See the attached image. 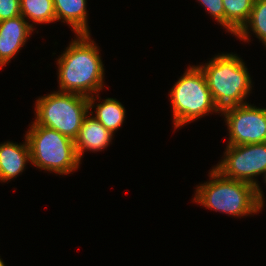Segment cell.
<instances>
[{
	"instance_id": "6da1fadb",
	"label": "cell",
	"mask_w": 266,
	"mask_h": 266,
	"mask_svg": "<svg viewBox=\"0 0 266 266\" xmlns=\"http://www.w3.org/2000/svg\"><path fill=\"white\" fill-rule=\"evenodd\" d=\"M90 36L76 34L57 59L58 91L90 97L104 88V65L99 47Z\"/></svg>"
},
{
	"instance_id": "7a4b0ae2",
	"label": "cell",
	"mask_w": 266,
	"mask_h": 266,
	"mask_svg": "<svg viewBox=\"0 0 266 266\" xmlns=\"http://www.w3.org/2000/svg\"><path fill=\"white\" fill-rule=\"evenodd\" d=\"M219 111L242 105L252 90V80L243 60L234 53L215 55L208 63L198 65ZM245 100V101H244Z\"/></svg>"
},
{
	"instance_id": "3957f363",
	"label": "cell",
	"mask_w": 266,
	"mask_h": 266,
	"mask_svg": "<svg viewBox=\"0 0 266 266\" xmlns=\"http://www.w3.org/2000/svg\"><path fill=\"white\" fill-rule=\"evenodd\" d=\"M207 182L196 186L193 202L206 209L233 217H245L261 211L257 188L250 183L223 177L214 168Z\"/></svg>"
},
{
	"instance_id": "277c9868",
	"label": "cell",
	"mask_w": 266,
	"mask_h": 266,
	"mask_svg": "<svg viewBox=\"0 0 266 266\" xmlns=\"http://www.w3.org/2000/svg\"><path fill=\"white\" fill-rule=\"evenodd\" d=\"M31 165L38 169L67 175L79 168L74 140L60 132L32 122L25 134Z\"/></svg>"
},
{
	"instance_id": "5b68a950",
	"label": "cell",
	"mask_w": 266,
	"mask_h": 266,
	"mask_svg": "<svg viewBox=\"0 0 266 266\" xmlns=\"http://www.w3.org/2000/svg\"><path fill=\"white\" fill-rule=\"evenodd\" d=\"M187 68L169 93L175 129L209 113H221L213 101L201 68L195 65Z\"/></svg>"
},
{
	"instance_id": "8992f818",
	"label": "cell",
	"mask_w": 266,
	"mask_h": 266,
	"mask_svg": "<svg viewBox=\"0 0 266 266\" xmlns=\"http://www.w3.org/2000/svg\"><path fill=\"white\" fill-rule=\"evenodd\" d=\"M87 96L54 91L36 100L35 122L75 140L89 113Z\"/></svg>"
},
{
	"instance_id": "52a82bcc",
	"label": "cell",
	"mask_w": 266,
	"mask_h": 266,
	"mask_svg": "<svg viewBox=\"0 0 266 266\" xmlns=\"http://www.w3.org/2000/svg\"><path fill=\"white\" fill-rule=\"evenodd\" d=\"M224 157L214 169L223 177L244 181L257 188L260 208L264 206V194L255 177L266 176V142L244 145H226Z\"/></svg>"
},
{
	"instance_id": "ba28073f",
	"label": "cell",
	"mask_w": 266,
	"mask_h": 266,
	"mask_svg": "<svg viewBox=\"0 0 266 266\" xmlns=\"http://www.w3.org/2000/svg\"><path fill=\"white\" fill-rule=\"evenodd\" d=\"M221 115L229 131L227 145L266 142V108L245 103L224 109Z\"/></svg>"
},
{
	"instance_id": "9c48e42d",
	"label": "cell",
	"mask_w": 266,
	"mask_h": 266,
	"mask_svg": "<svg viewBox=\"0 0 266 266\" xmlns=\"http://www.w3.org/2000/svg\"><path fill=\"white\" fill-rule=\"evenodd\" d=\"M34 28L22 15L0 21V69L17 55Z\"/></svg>"
},
{
	"instance_id": "30bf717a",
	"label": "cell",
	"mask_w": 266,
	"mask_h": 266,
	"mask_svg": "<svg viewBox=\"0 0 266 266\" xmlns=\"http://www.w3.org/2000/svg\"><path fill=\"white\" fill-rule=\"evenodd\" d=\"M113 136L111 131L88 113L74 140L77 157L81 161L85 151L98 152L106 149L112 142Z\"/></svg>"
},
{
	"instance_id": "8fae6325",
	"label": "cell",
	"mask_w": 266,
	"mask_h": 266,
	"mask_svg": "<svg viewBox=\"0 0 266 266\" xmlns=\"http://www.w3.org/2000/svg\"><path fill=\"white\" fill-rule=\"evenodd\" d=\"M23 144L6 141L0 144V182H8L20 175L31 163L26 137Z\"/></svg>"
},
{
	"instance_id": "7c38bea8",
	"label": "cell",
	"mask_w": 266,
	"mask_h": 266,
	"mask_svg": "<svg viewBox=\"0 0 266 266\" xmlns=\"http://www.w3.org/2000/svg\"><path fill=\"white\" fill-rule=\"evenodd\" d=\"M56 22L71 26L76 34H90L88 26L87 0H53Z\"/></svg>"
},
{
	"instance_id": "4fadbf2b",
	"label": "cell",
	"mask_w": 266,
	"mask_h": 266,
	"mask_svg": "<svg viewBox=\"0 0 266 266\" xmlns=\"http://www.w3.org/2000/svg\"><path fill=\"white\" fill-rule=\"evenodd\" d=\"M96 98H100L99 94L96 97L90 96L88 98L89 103V113L93 115L96 120H98L107 130L115 134V131L119 129L125 120V107L116 98H106L101 103L95 105ZM95 108V112L92 109Z\"/></svg>"
},
{
	"instance_id": "5bb4252c",
	"label": "cell",
	"mask_w": 266,
	"mask_h": 266,
	"mask_svg": "<svg viewBox=\"0 0 266 266\" xmlns=\"http://www.w3.org/2000/svg\"><path fill=\"white\" fill-rule=\"evenodd\" d=\"M252 31L266 47V0H254L248 21L235 34L237 39L249 42Z\"/></svg>"
},
{
	"instance_id": "9a60e30c",
	"label": "cell",
	"mask_w": 266,
	"mask_h": 266,
	"mask_svg": "<svg viewBox=\"0 0 266 266\" xmlns=\"http://www.w3.org/2000/svg\"><path fill=\"white\" fill-rule=\"evenodd\" d=\"M225 11V29L235 35L248 21L254 0H222Z\"/></svg>"
},
{
	"instance_id": "2e32d148",
	"label": "cell",
	"mask_w": 266,
	"mask_h": 266,
	"mask_svg": "<svg viewBox=\"0 0 266 266\" xmlns=\"http://www.w3.org/2000/svg\"><path fill=\"white\" fill-rule=\"evenodd\" d=\"M20 13L34 24H49L56 21L53 0H20Z\"/></svg>"
},
{
	"instance_id": "e0dca14e",
	"label": "cell",
	"mask_w": 266,
	"mask_h": 266,
	"mask_svg": "<svg viewBox=\"0 0 266 266\" xmlns=\"http://www.w3.org/2000/svg\"><path fill=\"white\" fill-rule=\"evenodd\" d=\"M203 5L214 20L225 28V11L222 0H197Z\"/></svg>"
},
{
	"instance_id": "ac0fdd59",
	"label": "cell",
	"mask_w": 266,
	"mask_h": 266,
	"mask_svg": "<svg viewBox=\"0 0 266 266\" xmlns=\"http://www.w3.org/2000/svg\"><path fill=\"white\" fill-rule=\"evenodd\" d=\"M20 15V0H0V21Z\"/></svg>"
},
{
	"instance_id": "d6986e66",
	"label": "cell",
	"mask_w": 266,
	"mask_h": 266,
	"mask_svg": "<svg viewBox=\"0 0 266 266\" xmlns=\"http://www.w3.org/2000/svg\"><path fill=\"white\" fill-rule=\"evenodd\" d=\"M0 266H5V264L1 258H0Z\"/></svg>"
}]
</instances>
